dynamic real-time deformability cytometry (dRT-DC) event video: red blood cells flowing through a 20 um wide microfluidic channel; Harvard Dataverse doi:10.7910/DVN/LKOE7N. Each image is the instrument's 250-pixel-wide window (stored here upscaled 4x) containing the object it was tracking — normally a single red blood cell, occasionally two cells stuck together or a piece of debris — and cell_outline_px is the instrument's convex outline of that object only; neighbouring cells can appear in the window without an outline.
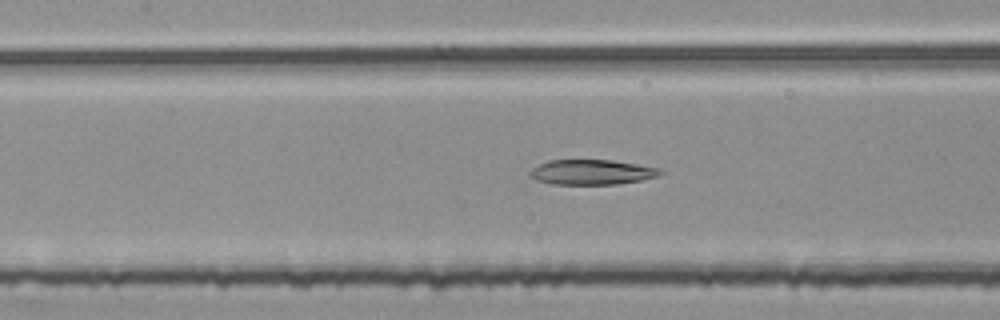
{"species": "common noctule bat (a hibernating species)", "species_latin": "Nyctalus noctula", "temperature_condition": "room temperature", "stored_images_in_passage": 35, "camera_frame_rate_fps": 3000, "um_per_image_px": 0.085, "animal": {"sex": "female", "body_mass_g": 25.1}, "frame": {"image": 1, "passage_image": 8, "time_ms": 2.333, "image_size_px": [1000, 320], "cell_outline_px": [[664, 172], [660, 176], [640, 180], [616, 184], [552, 184], [536, 180], [528, 176], [528, 172], [532, 168], [548, 160], [612, 160], [660, 168]], "centroid_in_image_um": [50.29, 14.63], "position_along_channel_um": 157.1, "area_um2": 19.07}}
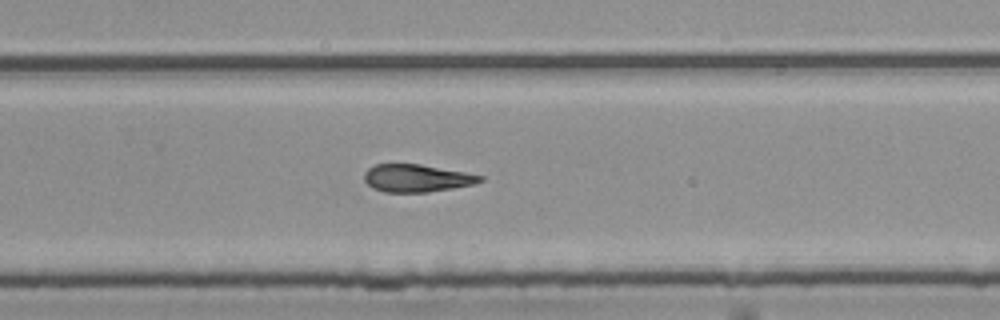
{"frame": {"image": 2, "passage_image": 19, "time_ms": 6.0, "image_size_px": [1000, 320], "cell_outline_px": [[484, 180], [472, 184], [452, 188], [428, 192], [384, 192], [372, 188], [364, 180], [364, 172], [368, 168], [376, 164], [420, 164], [464, 172], [484, 176]], "centroid_in_image_um": [35.39, 15.14], "position_along_channel_um": 294.4, "area_um2": 18.55}}
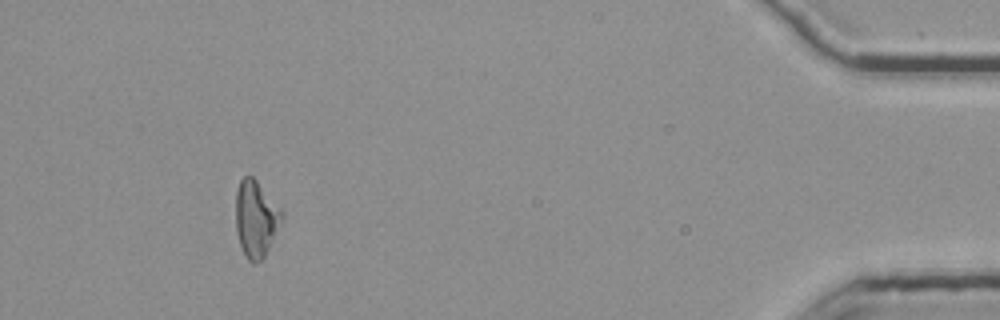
{"frame": {"image": 3, "passage_image": 34, "time_ms": 11.0, "image_size_px": [1000, 320], "cell_outline_px": [[284, 220], [264, 256], [256, 264], [252, 264], [244, 256], [236, 232], [236, 192], [240, 180], [244, 176], [252, 176], [256, 180], [284, 212]], "centroid_in_image_um": [21.76, 18.61], "position_along_channel_um": 413.4, "area_um2": 20.69}}